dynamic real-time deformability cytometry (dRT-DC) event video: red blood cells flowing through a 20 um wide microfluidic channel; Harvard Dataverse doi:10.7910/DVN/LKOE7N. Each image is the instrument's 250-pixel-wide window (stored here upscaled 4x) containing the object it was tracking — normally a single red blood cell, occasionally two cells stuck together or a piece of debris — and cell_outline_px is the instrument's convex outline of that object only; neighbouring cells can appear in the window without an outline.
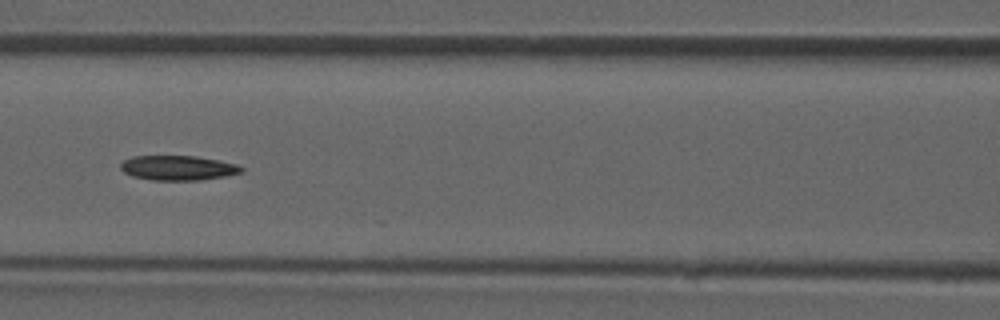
{"species": "common noctule bat (a hibernating species)", "species_latin": "Nyctalus noctula", "temperature_condition": "room temperature", "stored_images_in_passage": 46, "camera_frame_rate_fps": 3000, "um_per_image_px": 0.085, "animal": {"sex": "male", "forearm_length_mm": 52.5}, "frame": {"image": 1, "passage_image": 20, "time_ms": 6.333, "image_size_px": [1000, 320], "cell_outline_px": [[244, 172], [224, 176], [200, 180], [152, 180], [132, 176], [124, 172], [120, 168], [120, 164], [124, 160], [132, 156], [196, 156], [236, 164], [244, 168]], "centroid_in_image_um": [15.11, 14.27], "position_along_channel_um": 151.5, "area_um2": 17.34}}